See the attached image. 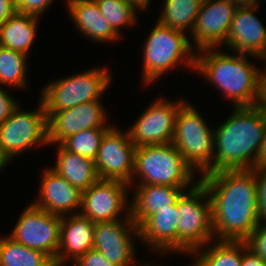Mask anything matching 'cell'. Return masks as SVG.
<instances>
[{
  "label": "cell",
  "mask_w": 266,
  "mask_h": 266,
  "mask_svg": "<svg viewBox=\"0 0 266 266\" xmlns=\"http://www.w3.org/2000/svg\"><path fill=\"white\" fill-rule=\"evenodd\" d=\"M0 266H54V261L47 254L4 236L0 239Z\"/></svg>",
  "instance_id": "obj_27"
},
{
  "label": "cell",
  "mask_w": 266,
  "mask_h": 266,
  "mask_svg": "<svg viewBox=\"0 0 266 266\" xmlns=\"http://www.w3.org/2000/svg\"><path fill=\"white\" fill-rule=\"evenodd\" d=\"M258 5V0H255V6H257Z\"/></svg>",
  "instance_id": "obj_44"
},
{
  "label": "cell",
  "mask_w": 266,
  "mask_h": 266,
  "mask_svg": "<svg viewBox=\"0 0 266 266\" xmlns=\"http://www.w3.org/2000/svg\"><path fill=\"white\" fill-rule=\"evenodd\" d=\"M211 49L196 51L199 54H196L195 71L214 83L235 107L258 105L260 70L257 66L246 60V54L235 56Z\"/></svg>",
  "instance_id": "obj_3"
},
{
  "label": "cell",
  "mask_w": 266,
  "mask_h": 266,
  "mask_svg": "<svg viewBox=\"0 0 266 266\" xmlns=\"http://www.w3.org/2000/svg\"><path fill=\"white\" fill-rule=\"evenodd\" d=\"M128 187L129 184L123 181L98 179L82 191L79 213L94 223L118 220L120 214L131 211L127 202Z\"/></svg>",
  "instance_id": "obj_13"
},
{
  "label": "cell",
  "mask_w": 266,
  "mask_h": 266,
  "mask_svg": "<svg viewBox=\"0 0 266 266\" xmlns=\"http://www.w3.org/2000/svg\"><path fill=\"white\" fill-rule=\"evenodd\" d=\"M66 4L73 22L86 37L96 42L120 39L121 36L100 13L95 0H68Z\"/></svg>",
  "instance_id": "obj_22"
},
{
  "label": "cell",
  "mask_w": 266,
  "mask_h": 266,
  "mask_svg": "<svg viewBox=\"0 0 266 266\" xmlns=\"http://www.w3.org/2000/svg\"><path fill=\"white\" fill-rule=\"evenodd\" d=\"M39 198L33 205L57 216L66 214L81 208L82 192L72 186L65 178L52 168H47L42 174ZM80 207V208H79Z\"/></svg>",
  "instance_id": "obj_18"
},
{
  "label": "cell",
  "mask_w": 266,
  "mask_h": 266,
  "mask_svg": "<svg viewBox=\"0 0 266 266\" xmlns=\"http://www.w3.org/2000/svg\"><path fill=\"white\" fill-rule=\"evenodd\" d=\"M152 29L143 49L142 77L145 84L158 80L159 76L183 62L186 67L195 70L196 54L184 32L168 28L158 21Z\"/></svg>",
  "instance_id": "obj_5"
},
{
  "label": "cell",
  "mask_w": 266,
  "mask_h": 266,
  "mask_svg": "<svg viewBox=\"0 0 266 266\" xmlns=\"http://www.w3.org/2000/svg\"><path fill=\"white\" fill-rule=\"evenodd\" d=\"M203 0H166L157 20L168 28L192 33Z\"/></svg>",
  "instance_id": "obj_26"
},
{
  "label": "cell",
  "mask_w": 266,
  "mask_h": 266,
  "mask_svg": "<svg viewBox=\"0 0 266 266\" xmlns=\"http://www.w3.org/2000/svg\"><path fill=\"white\" fill-rule=\"evenodd\" d=\"M71 216L62 217L54 266L65 265L68 259L77 261L88 250L93 249L95 223L82 216L79 210Z\"/></svg>",
  "instance_id": "obj_20"
},
{
  "label": "cell",
  "mask_w": 266,
  "mask_h": 266,
  "mask_svg": "<svg viewBox=\"0 0 266 266\" xmlns=\"http://www.w3.org/2000/svg\"><path fill=\"white\" fill-rule=\"evenodd\" d=\"M258 105L266 109V68L259 72V96Z\"/></svg>",
  "instance_id": "obj_38"
},
{
  "label": "cell",
  "mask_w": 266,
  "mask_h": 266,
  "mask_svg": "<svg viewBox=\"0 0 266 266\" xmlns=\"http://www.w3.org/2000/svg\"><path fill=\"white\" fill-rule=\"evenodd\" d=\"M199 181L211 200L215 238L246 241L260 223L254 168L215 171L202 175Z\"/></svg>",
  "instance_id": "obj_1"
},
{
  "label": "cell",
  "mask_w": 266,
  "mask_h": 266,
  "mask_svg": "<svg viewBox=\"0 0 266 266\" xmlns=\"http://www.w3.org/2000/svg\"><path fill=\"white\" fill-rule=\"evenodd\" d=\"M236 9L230 0H203L190 34L197 51L225 44Z\"/></svg>",
  "instance_id": "obj_16"
},
{
  "label": "cell",
  "mask_w": 266,
  "mask_h": 266,
  "mask_svg": "<svg viewBox=\"0 0 266 266\" xmlns=\"http://www.w3.org/2000/svg\"><path fill=\"white\" fill-rule=\"evenodd\" d=\"M110 128L82 130L66 138L61 145L69 152L95 160L101 140Z\"/></svg>",
  "instance_id": "obj_29"
},
{
  "label": "cell",
  "mask_w": 266,
  "mask_h": 266,
  "mask_svg": "<svg viewBox=\"0 0 266 266\" xmlns=\"http://www.w3.org/2000/svg\"><path fill=\"white\" fill-rule=\"evenodd\" d=\"M194 172L196 171L185 161L172 142L146 145L136 147L131 184H134L135 176L138 175L137 177L141 178L139 185L154 184L193 188L195 186L192 182Z\"/></svg>",
  "instance_id": "obj_4"
},
{
  "label": "cell",
  "mask_w": 266,
  "mask_h": 266,
  "mask_svg": "<svg viewBox=\"0 0 266 266\" xmlns=\"http://www.w3.org/2000/svg\"><path fill=\"white\" fill-rule=\"evenodd\" d=\"M104 109L100 100H93L73 108L48 112V143L56 146L82 130L111 128L112 125L106 124L107 113Z\"/></svg>",
  "instance_id": "obj_15"
},
{
  "label": "cell",
  "mask_w": 266,
  "mask_h": 266,
  "mask_svg": "<svg viewBox=\"0 0 266 266\" xmlns=\"http://www.w3.org/2000/svg\"><path fill=\"white\" fill-rule=\"evenodd\" d=\"M77 262L81 266H116L109 262L102 253L94 249L88 250Z\"/></svg>",
  "instance_id": "obj_34"
},
{
  "label": "cell",
  "mask_w": 266,
  "mask_h": 266,
  "mask_svg": "<svg viewBox=\"0 0 266 266\" xmlns=\"http://www.w3.org/2000/svg\"><path fill=\"white\" fill-rule=\"evenodd\" d=\"M136 191L133 194V201L131 200V217L132 220L139 227L155 210L163 209L174 205L185 189L167 185H138L135 184Z\"/></svg>",
  "instance_id": "obj_21"
},
{
  "label": "cell",
  "mask_w": 266,
  "mask_h": 266,
  "mask_svg": "<svg viewBox=\"0 0 266 266\" xmlns=\"http://www.w3.org/2000/svg\"><path fill=\"white\" fill-rule=\"evenodd\" d=\"M39 17L16 12L0 26V46L28 55L33 45Z\"/></svg>",
  "instance_id": "obj_24"
},
{
  "label": "cell",
  "mask_w": 266,
  "mask_h": 266,
  "mask_svg": "<svg viewBox=\"0 0 266 266\" xmlns=\"http://www.w3.org/2000/svg\"><path fill=\"white\" fill-rule=\"evenodd\" d=\"M216 243L211 248L206 249L205 245L195 250L193 254L199 256L191 266H241L243 241L218 240ZM199 250L204 251L199 254Z\"/></svg>",
  "instance_id": "obj_25"
},
{
  "label": "cell",
  "mask_w": 266,
  "mask_h": 266,
  "mask_svg": "<svg viewBox=\"0 0 266 266\" xmlns=\"http://www.w3.org/2000/svg\"><path fill=\"white\" fill-rule=\"evenodd\" d=\"M233 2L237 7L243 6H255V0H230Z\"/></svg>",
  "instance_id": "obj_41"
},
{
  "label": "cell",
  "mask_w": 266,
  "mask_h": 266,
  "mask_svg": "<svg viewBox=\"0 0 266 266\" xmlns=\"http://www.w3.org/2000/svg\"><path fill=\"white\" fill-rule=\"evenodd\" d=\"M26 57L23 53L0 46V86L28 87Z\"/></svg>",
  "instance_id": "obj_28"
},
{
  "label": "cell",
  "mask_w": 266,
  "mask_h": 266,
  "mask_svg": "<svg viewBox=\"0 0 266 266\" xmlns=\"http://www.w3.org/2000/svg\"><path fill=\"white\" fill-rule=\"evenodd\" d=\"M248 248L266 261V222H260L246 240Z\"/></svg>",
  "instance_id": "obj_32"
},
{
  "label": "cell",
  "mask_w": 266,
  "mask_h": 266,
  "mask_svg": "<svg viewBox=\"0 0 266 266\" xmlns=\"http://www.w3.org/2000/svg\"><path fill=\"white\" fill-rule=\"evenodd\" d=\"M194 184L193 188L186 190L177 200L180 215L178 252L186 254H191L206 244L209 245V242L215 239L208 190L200 181Z\"/></svg>",
  "instance_id": "obj_6"
},
{
  "label": "cell",
  "mask_w": 266,
  "mask_h": 266,
  "mask_svg": "<svg viewBox=\"0 0 266 266\" xmlns=\"http://www.w3.org/2000/svg\"><path fill=\"white\" fill-rule=\"evenodd\" d=\"M257 6L237 7L225 46L234 53L266 61V27L254 14Z\"/></svg>",
  "instance_id": "obj_17"
},
{
  "label": "cell",
  "mask_w": 266,
  "mask_h": 266,
  "mask_svg": "<svg viewBox=\"0 0 266 266\" xmlns=\"http://www.w3.org/2000/svg\"><path fill=\"white\" fill-rule=\"evenodd\" d=\"M100 13L110 23L111 27L119 34L122 26L135 24L136 9L125 0H95Z\"/></svg>",
  "instance_id": "obj_30"
},
{
  "label": "cell",
  "mask_w": 266,
  "mask_h": 266,
  "mask_svg": "<svg viewBox=\"0 0 266 266\" xmlns=\"http://www.w3.org/2000/svg\"><path fill=\"white\" fill-rule=\"evenodd\" d=\"M127 3L131 4L136 10H145L146 7H149L151 0H125Z\"/></svg>",
  "instance_id": "obj_40"
},
{
  "label": "cell",
  "mask_w": 266,
  "mask_h": 266,
  "mask_svg": "<svg viewBox=\"0 0 266 266\" xmlns=\"http://www.w3.org/2000/svg\"><path fill=\"white\" fill-rule=\"evenodd\" d=\"M7 162L10 163L0 152V170L8 164Z\"/></svg>",
  "instance_id": "obj_42"
},
{
  "label": "cell",
  "mask_w": 266,
  "mask_h": 266,
  "mask_svg": "<svg viewBox=\"0 0 266 266\" xmlns=\"http://www.w3.org/2000/svg\"><path fill=\"white\" fill-rule=\"evenodd\" d=\"M57 145V160L52 169L81 192L87 190L99 179L94 160L69 152L61 144Z\"/></svg>",
  "instance_id": "obj_23"
},
{
  "label": "cell",
  "mask_w": 266,
  "mask_h": 266,
  "mask_svg": "<svg viewBox=\"0 0 266 266\" xmlns=\"http://www.w3.org/2000/svg\"><path fill=\"white\" fill-rule=\"evenodd\" d=\"M255 168L266 169V129L264 132L263 143L261 144V147H260V150L257 156Z\"/></svg>",
  "instance_id": "obj_39"
},
{
  "label": "cell",
  "mask_w": 266,
  "mask_h": 266,
  "mask_svg": "<svg viewBox=\"0 0 266 266\" xmlns=\"http://www.w3.org/2000/svg\"><path fill=\"white\" fill-rule=\"evenodd\" d=\"M111 75L106 69L94 68L50 82L40 96L45 113L58 112L79 104L100 100L108 88Z\"/></svg>",
  "instance_id": "obj_8"
},
{
  "label": "cell",
  "mask_w": 266,
  "mask_h": 266,
  "mask_svg": "<svg viewBox=\"0 0 266 266\" xmlns=\"http://www.w3.org/2000/svg\"><path fill=\"white\" fill-rule=\"evenodd\" d=\"M54 0H15L16 10L19 13L30 14L39 17Z\"/></svg>",
  "instance_id": "obj_33"
},
{
  "label": "cell",
  "mask_w": 266,
  "mask_h": 266,
  "mask_svg": "<svg viewBox=\"0 0 266 266\" xmlns=\"http://www.w3.org/2000/svg\"><path fill=\"white\" fill-rule=\"evenodd\" d=\"M180 215L177 202L157 209L139 227V240L156 252H178V223Z\"/></svg>",
  "instance_id": "obj_19"
},
{
  "label": "cell",
  "mask_w": 266,
  "mask_h": 266,
  "mask_svg": "<svg viewBox=\"0 0 266 266\" xmlns=\"http://www.w3.org/2000/svg\"><path fill=\"white\" fill-rule=\"evenodd\" d=\"M125 220L94 224L93 249L102 253L116 266H133L135 263L134 236L139 238L138 226L132 220L130 212L124 213Z\"/></svg>",
  "instance_id": "obj_14"
},
{
  "label": "cell",
  "mask_w": 266,
  "mask_h": 266,
  "mask_svg": "<svg viewBox=\"0 0 266 266\" xmlns=\"http://www.w3.org/2000/svg\"><path fill=\"white\" fill-rule=\"evenodd\" d=\"M62 217L35 207L23 210L8 236L24 246L47 254L54 262L57 256Z\"/></svg>",
  "instance_id": "obj_10"
},
{
  "label": "cell",
  "mask_w": 266,
  "mask_h": 266,
  "mask_svg": "<svg viewBox=\"0 0 266 266\" xmlns=\"http://www.w3.org/2000/svg\"><path fill=\"white\" fill-rule=\"evenodd\" d=\"M190 103L185 102L176 117L172 143L185 161L201 175L212 173L214 132Z\"/></svg>",
  "instance_id": "obj_7"
},
{
  "label": "cell",
  "mask_w": 266,
  "mask_h": 266,
  "mask_svg": "<svg viewBox=\"0 0 266 266\" xmlns=\"http://www.w3.org/2000/svg\"><path fill=\"white\" fill-rule=\"evenodd\" d=\"M74 265L71 266H81L77 261H73Z\"/></svg>",
  "instance_id": "obj_43"
},
{
  "label": "cell",
  "mask_w": 266,
  "mask_h": 266,
  "mask_svg": "<svg viewBox=\"0 0 266 266\" xmlns=\"http://www.w3.org/2000/svg\"><path fill=\"white\" fill-rule=\"evenodd\" d=\"M241 266H266V261L262 260L252 250H250L246 241H243V256Z\"/></svg>",
  "instance_id": "obj_36"
},
{
  "label": "cell",
  "mask_w": 266,
  "mask_h": 266,
  "mask_svg": "<svg viewBox=\"0 0 266 266\" xmlns=\"http://www.w3.org/2000/svg\"><path fill=\"white\" fill-rule=\"evenodd\" d=\"M136 146L127 131L111 127L103 136L94 160L99 179L119 180L131 185Z\"/></svg>",
  "instance_id": "obj_12"
},
{
  "label": "cell",
  "mask_w": 266,
  "mask_h": 266,
  "mask_svg": "<svg viewBox=\"0 0 266 266\" xmlns=\"http://www.w3.org/2000/svg\"><path fill=\"white\" fill-rule=\"evenodd\" d=\"M16 12L15 0H0V26Z\"/></svg>",
  "instance_id": "obj_37"
},
{
  "label": "cell",
  "mask_w": 266,
  "mask_h": 266,
  "mask_svg": "<svg viewBox=\"0 0 266 266\" xmlns=\"http://www.w3.org/2000/svg\"><path fill=\"white\" fill-rule=\"evenodd\" d=\"M18 105L0 125V152L8 160L32 146L48 143L47 115L40 101L36 111H22Z\"/></svg>",
  "instance_id": "obj_9"
},
{
  "label": "cell",
  "mask_w": 266,
  "mask_h": 266,
  "mask_svg": "<svg viewBox=\"0 0 266 266\" xmlns=\"http://www.w3.org/2000/svg\"><path fill=\"white\" fill-rule=\"evenodd\" d=\"M184 100L170 102L157 98L127 130L136 147L171 143L174 138L176 117Z\"/></svg>",
  "instance_id": "obj_11"
},
{
  "label": "cell",
  "mask_w": 266,
  "mask_h": 266,
  "mask_svg": "<svg viewBox=\"0 0 266 266\" xmlns=\"http://www.w3.org/2000/svg\"><path fill=\"white\" fill-rule=\"evenodd\" d=\"M2 86H0V125L12 114L18 106V102L13 100Z\"/></svg>",
  "instance_id": "obj_35"
},
{
  "label": "cell",
  "mask_w": 266,
  "mask_h": 266,
  "mask_svg": "<svg viewBox=\"0 0 266 266\" xmlns=\"http://www.w3.org/2000/svg\"><path fill=\"white\" fill-rule=\"evenodd\" d=\"M265 129L264 107H234L231 116L213 130L212 173L255 168Z\"/></svg>",
  "instance_id": "obj_2"
},
{
  "label": "cell",
  "mask_w": 266,
  "mask_h": 266,
  "mask_svg": "<svg viewBox=\"0 0 266 266\" xmlns=\"http://www.w3.org/2000/svg\"><path fill=\"white\" fill-rule=\"evenodd\" d=\"M257 210L260 222H266V169L254 168Z\"/></svg>",
  "instance_id": "obj_31"
}]
</instances>
